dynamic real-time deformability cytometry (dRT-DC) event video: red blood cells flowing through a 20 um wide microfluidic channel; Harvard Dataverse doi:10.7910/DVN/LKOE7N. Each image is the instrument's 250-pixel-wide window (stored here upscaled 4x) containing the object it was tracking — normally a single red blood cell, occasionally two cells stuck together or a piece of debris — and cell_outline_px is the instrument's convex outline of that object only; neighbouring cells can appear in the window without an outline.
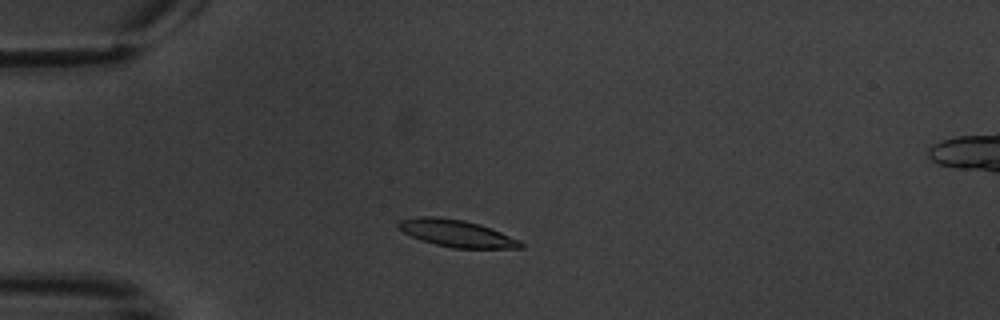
{"species": "common noctule bat (a hibernating species)", "species_latin": "Nyctalus noctula", "temperature_condition": "warm", "stored_images_in_passage": 8, "camera_frame_rate_fps": 3000, "um_per_image_px": 0.085, "animal": {"sex": "male", "body_mass_g": 20.1, "forearm_length_mm": 53.5}, "frame": {"image": 1, "passage_image": 2, "time_ms": 1.0, "image_size_px": [1000, 320], "cell_outline_px": [[524, 248], [452, 248], [420, 240], [396, 228], [396, 224], [400, 220], [420, 216], [432, 216], [464, 220], [480, 224], [492, 228], [520, 240], [524, 244]], "centroid_in_image_um": [38.82, 19.83], "position_along_channel_um": 46.2, "area_um2": 19.36}}
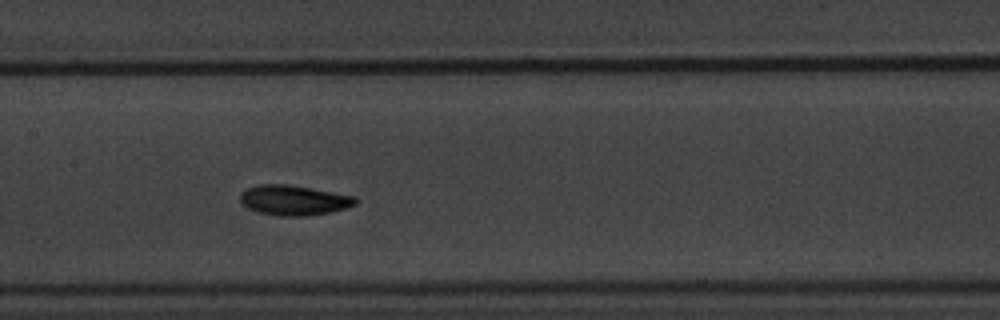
{"frame": {"image": 2, "passage_image": 6, "time_ms": 5.667, "image_size_px": [1000, 320], "cell_outline_px": [[356, 204], [332, 212], [304, 216], [280, 216], [260, 212], [248, 208], [240, 200], [240, 192], [256, 184], [288, 184], [312, 188], [356, 196]], "centroid_in_image_um": [24.97, 17.0], "position_along_channel_um": 182.4, "area_um2": 20.17}}
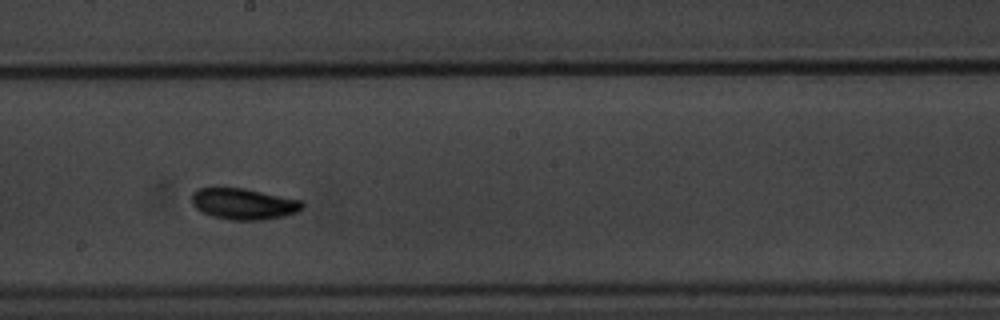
{"frame": {"image": 3, "passage_image": 7, "time_ms": 7.0, "image_size_px": [1000, 320], "cell_outline_px": [[304, 208], [296, 212], [284, 216], [264, 220], [232, 220], [212, 216], [196, 208], [192, 204], [192, 192], [196, 188], [244, 188], [304, 200]], "centroid_in_image_um": [20.75, 17.32], "position_along_channel_um": 227.5, "area_um2": 20.23}}